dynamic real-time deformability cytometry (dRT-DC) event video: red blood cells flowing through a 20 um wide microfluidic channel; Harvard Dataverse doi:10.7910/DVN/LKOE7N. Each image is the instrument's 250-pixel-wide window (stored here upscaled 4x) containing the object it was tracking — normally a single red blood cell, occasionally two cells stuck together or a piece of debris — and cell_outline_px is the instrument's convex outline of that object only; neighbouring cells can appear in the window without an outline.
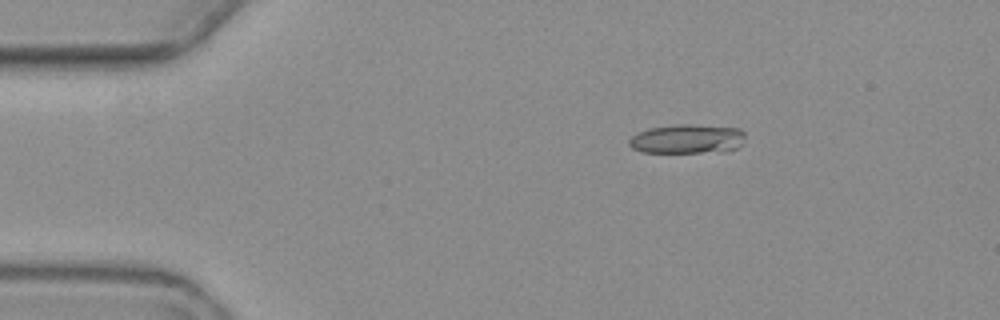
{"species": "common noctule bat (a hibernating species)", "species_latin": "Nyctalus noctula", "temperature_condition": "warm", "stored_images_in_passage": 3, "camera_frame_rate_fps": 3000, "um_per_image_px": 0.085, "animal": {"sex": "female", "body_mass_g": 19.3, "forearm_length_mm": 54.1}, "frame": {"image": 1, "passage_image": 1, "time_ms": 0.0, "image_size_px": [1000, 320], "cell_outline_px": [[744, 144], [736, 148], [724, 152], [640, 152], [632, 148], [628, 144], [628, 140], [636, 132], [648, 128], [676, 124], [692, 124], [740, 128], [744, 132]], "centroid_in_image_um": [58.42, 11.8], "position_along_channel_um": 26.6, "area_um2": 20.17}}
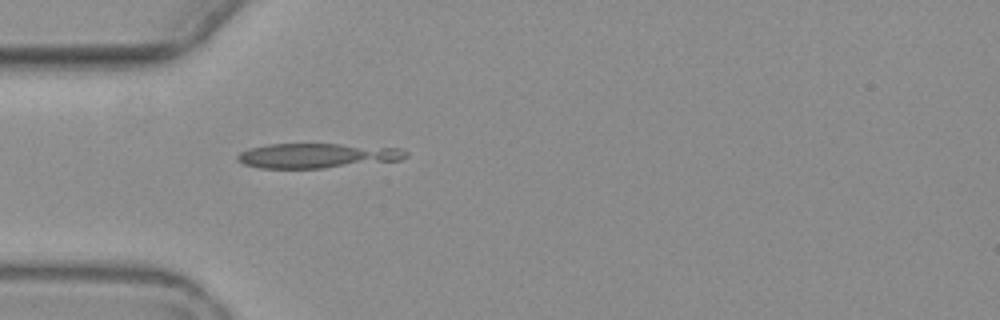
{"frame": {"image": 2, "passage_image": 3, "time_ms": 2.667, "image_size_px": [1000, 320], "cell_outline_px": [[408, 156], [400, 160], [324, 168], [260, 168], [244, 164], [236, 160], [236, 156], [240, 152], [248, 148], [268, 144], [340, 144], [400, 148], [408, 152]], "centroid_in_image_um": [26.93, 13.23], "position_along_channel_um": 58.1, "area_um2": 24.33}}